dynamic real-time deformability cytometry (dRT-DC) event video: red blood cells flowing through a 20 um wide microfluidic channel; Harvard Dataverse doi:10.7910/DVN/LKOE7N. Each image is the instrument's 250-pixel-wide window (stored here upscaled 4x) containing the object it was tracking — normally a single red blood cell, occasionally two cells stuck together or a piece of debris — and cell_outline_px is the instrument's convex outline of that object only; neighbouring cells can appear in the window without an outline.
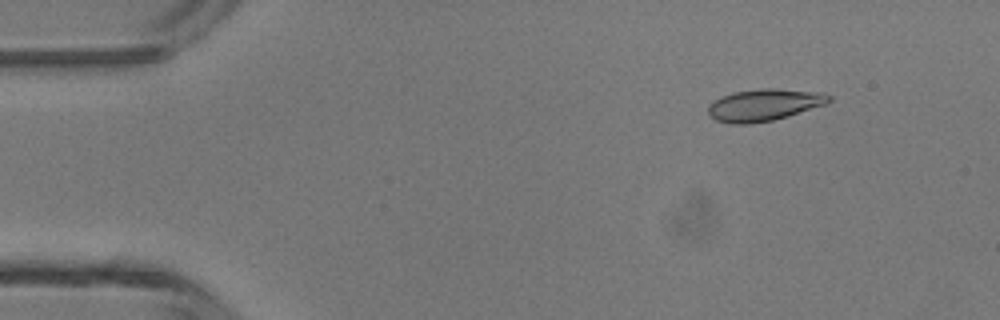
{"species": "common noctule bat (a hibernating species)", "species_latin": "Nyctalus noctula", "temperature_condition": "room temperature", "stored_images_in_passage": 42, "camera_frame_rate_fps": 3000, "um_per_image_px": 0.085, "animal": {"sex": "male", "body_mass_g": 13.3}, "frame": {"image": 1, "passage_image": 1, "time_ms": 0.0, "image_size_px": [1000, 320], "cell_outline_px": [[832, 100], [824, 104], [788, 116], [772, 120], [748, 124], [732, 124], [716, 120], [708, 116], [708, 104], [720, 96], [732, 92], [760, 88], [776, 88], [824, 92], [832, 96]], "centroid_in_image_um": [64.92, 8.9], "position_along_channel_um": 20.1, "area_um2": 22.72}}
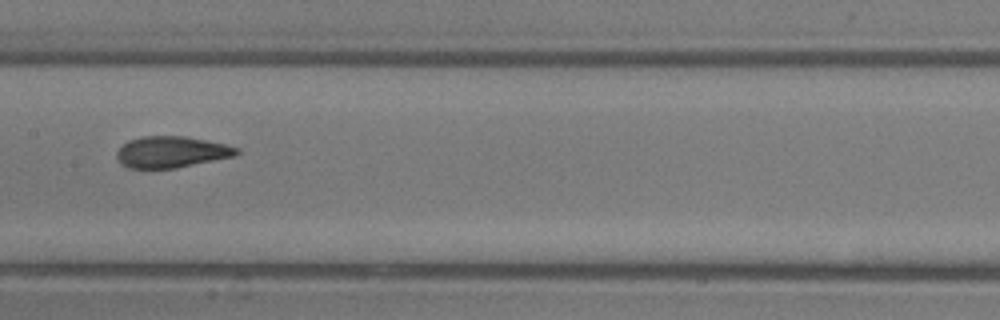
{"frame": {"image": 2, "passage_image": 19, "time_ms": 6.0, "image_size_px": [1000, 320], "cell_outline_px": [[240, 152], [236, 156], [176, 168], [128, 168], [120, 164], [116, 156], [116, 152], [128, 140], [144, 136], [184, 136], [224, 144], [240, 148]], "centroid_in_image_um": [14.57, 12.92], "position_along_channel_um": 192.8, "area_um2": 21.91}}
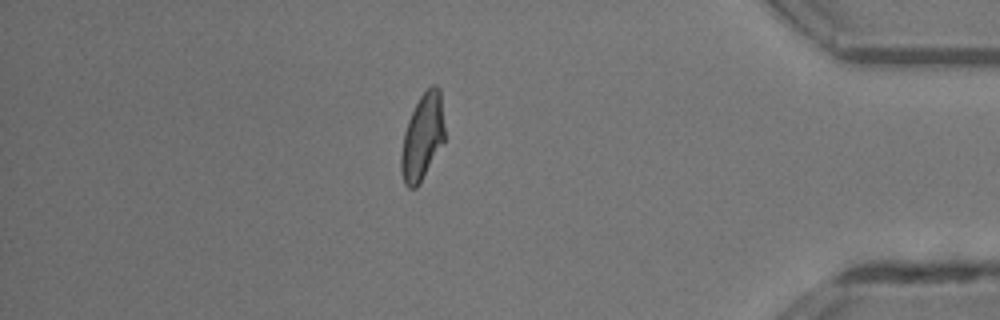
{"frame": {"image": 3, "passage_image": 36, "time_ms": 11.667, "image_size_px": [1000, 320], "cell_outline_px": [[444, 140], [416, 188], [408, 188], [404, 184], [400, 168], [400, 156], [404, 132], [408, 120], [420, 96], [432, 84], [436, 84], [440, 88], [444, 128]], "centroid_in_image_um": [35.88, 11.62], "position_along_channel_um": 399.3, "area_um2": 21.5}, "authors_computed_cell_mechanics": {"area_um2": 22.0507, "velocity_mm_per_s": 4.343, "shape_relaxation_time_tau1_ms": 3.8753, "shape_relaxation_time_tau2_ms": 1.0251, "deformation_change_tau1": 0.1619, "deformation_change_tau2": 0.0652}}